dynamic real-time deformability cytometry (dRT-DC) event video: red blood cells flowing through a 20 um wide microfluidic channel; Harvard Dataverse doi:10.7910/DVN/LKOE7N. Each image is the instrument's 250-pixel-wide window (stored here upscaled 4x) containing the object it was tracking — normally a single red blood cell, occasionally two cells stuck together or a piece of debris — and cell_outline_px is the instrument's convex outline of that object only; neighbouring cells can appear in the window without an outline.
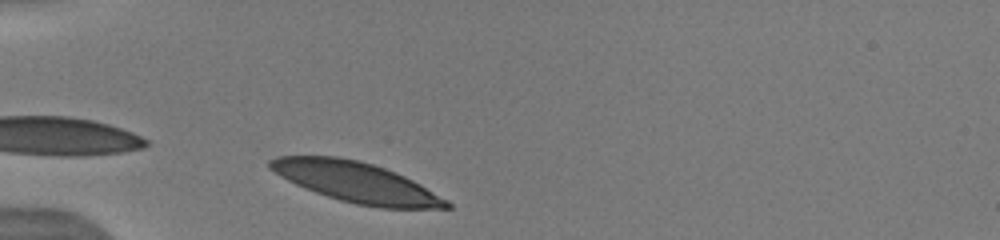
{"species": "human", "species_latin": "Homo sapiens", "temperature_condition": "warm", "stored_images_in_passage": 8, "camera_frame_rate_fps": 3000, "um_per_image_px": 0.085, "donor": {"sex": "male"}, "frame": {"image": 1, "passage_image": 2, "time_ms": 0.333, "image_size_px": [1000, 240], "cell_outline_px": [[452, 208], [380, 208], [356, 204], [340, 200], [304, 188], [280, 176], [268, 168], [268, 160], [276, 156], [336, 156], [356, 160], [372, 164], [396, 172], [420, 184], [448, 200], [452, 204]], "centroid_in_image_um": [30.27, 15.49], "position_along_channel_um": 54.7, "area_um2": 41.21}}